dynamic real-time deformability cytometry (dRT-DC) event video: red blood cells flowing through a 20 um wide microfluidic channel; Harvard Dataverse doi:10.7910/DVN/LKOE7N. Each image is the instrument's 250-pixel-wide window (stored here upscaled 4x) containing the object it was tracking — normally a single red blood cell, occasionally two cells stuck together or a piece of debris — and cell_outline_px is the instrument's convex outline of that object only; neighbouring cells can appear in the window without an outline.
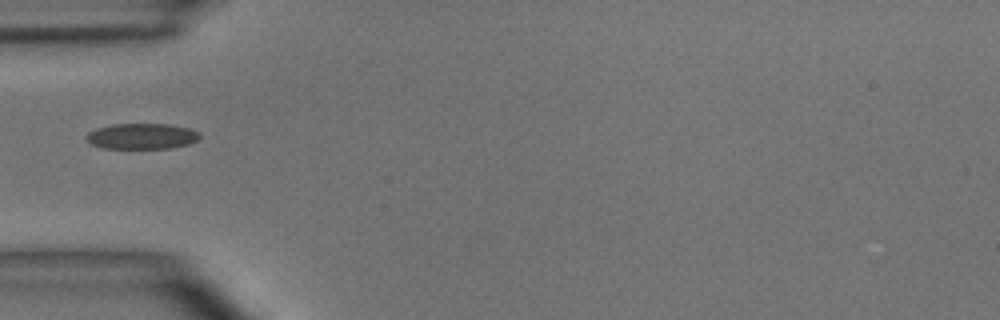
{"species": "common noctule bat (a hibernating species)", "species_latin": "Nyctalus noctula", "temperature_condition": "room temperature", "stored_images_in_passage": 38, "camera_frame_rate_fps": 3000, "um_per_image_px": 0.085, "animal": {"sex": "male", "body_mass_g": 15.6}, "frame": {"image": 1, "passage_image": 1, "time_ms": 0.0, "image_size_px": [1000, 320], "cell_outline_px": [[200, 136], [196, 140], [188, 144], [172, 148], [104, 148], [92, 144], [84, 136], [88, 132], [96, 128], [112, 124], [168, 124], [188, 128], [200, 132]], "centroid_in_image_um": [12.04, 11.57], "position_along_channel_um": 73.0, "area_um2": 16.94}}
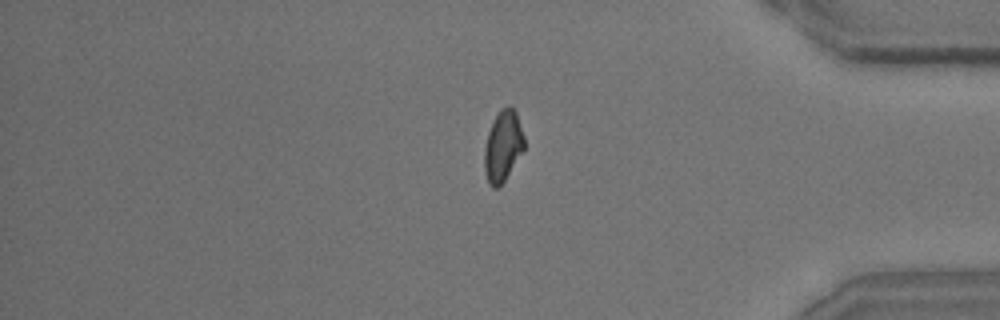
{"frame": {"image": 2, "passage_image": 29, "time_ms": 9.333, "image_size_px": [1000, 320], "cell_outline_px": [[524, 148], [504, 180], [496, 188], [492, 188], [488, 184], [484, 172], [484, 148], [488, 132], [500, 108], [508, 104], [516, 112], [524, 136]], "centroid_in_image_um": [42.72, 12.41], "position_along_channel_um": 392.5, "area_um2": 16.3}}
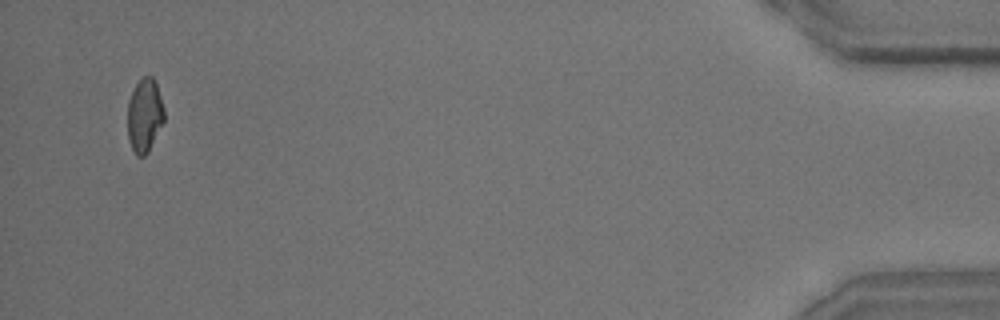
{"frame": {"image": 3, "passage_image": 36, "time_ms": 11.667, "image_size_px": [1000, 320], "cell_outline_px": [[164, 120], [148, 152], [144, 156], [136, 156], [132, 148], [128, 136], [128, 100], [136, 84], [144, 76], [152, 76], [156, 84], [164, 108]], "centroid_in_image_um": [12.28, 9.81], "position_along_channel_um": 422.9, "area_um2": 15.49}}